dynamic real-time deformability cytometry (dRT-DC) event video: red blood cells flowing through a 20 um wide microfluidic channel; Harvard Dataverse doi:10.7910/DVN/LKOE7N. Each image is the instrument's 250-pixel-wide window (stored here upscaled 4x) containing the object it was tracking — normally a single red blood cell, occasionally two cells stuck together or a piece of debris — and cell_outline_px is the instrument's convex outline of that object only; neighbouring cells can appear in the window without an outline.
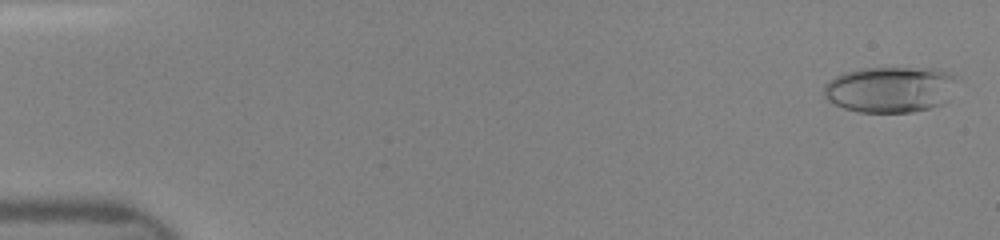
{"species": "human", "species_latin": "Homo sapiens", "temperature_condition": "room temperature", "stored_images_in_passage": 21, "camera_frame_rate_fps": 3000, "um_per_image_px": 0.085, "donor": {"sex": "female"}, "frame": {"image": 1, "passage_image": 1, "time_ms": 0.0, "image_size_px": [1000, 240], "cell_outline_px": [[960, 80], [940, 104], [928, 108], [912, 112], [860, 112], [844, 108], [828, 100], [824, 96], [824, 84], [828, 80], [844, 72], [860, 68], [940, 68], [956, 76]], "centroid_in_image_um": [75.65, 7.57], "position_along_channel_um": 9.3, "area_um2": 35.72}}
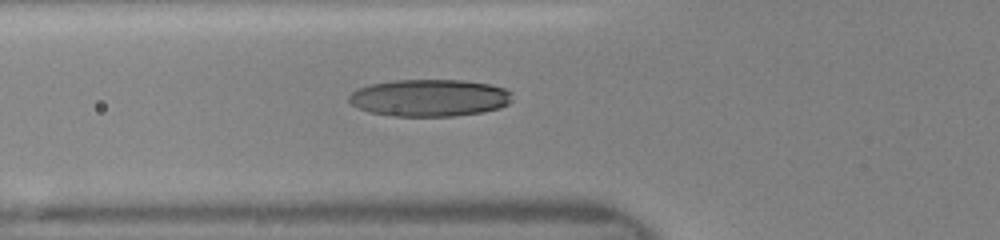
{"frame": {"image": 2, "passage_image": 14, "time_ms": 5.333, "image_size_px": [1000, 240], "cell_outline_px": [[512, 100], [508, 104], [500, 108], [484, 112], [456, 116], [388, 116], [368, 112], [352, 104], [348, 100], [348, 96], [352, 92], [360, 88], [372, 84], [396, 80], [464, 80], [492, 84], [504, 88], [512, 92]], "centroid_in_image_um": [36.55, 8.32], "position_along_channel_um": 89.2, "area_um2": 35.6}}
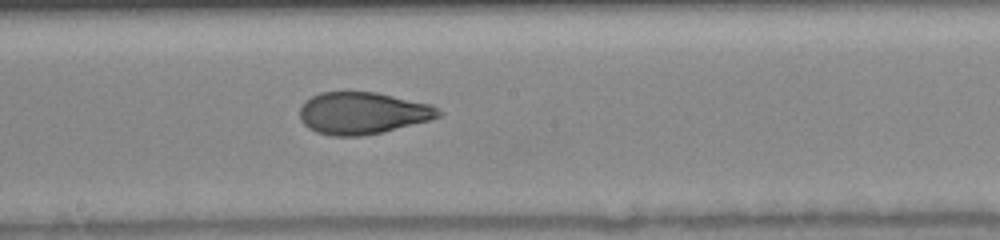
{"frame": {"image": 3, "passage_image": 21, "time_ms": 8.333, "image_size_px": [1000, 240], "cell_outline_px": [[444, 112], [440, 116], [428, 120], [384, 132], [360, 136], [332, 136], [316, 132], [308, 128], [300, 120], [300, 108], [304, 100], [320, 92], [376, 92], [432, 104]], "centroid_in_image_um": [30.81, 9.61], "position_along_channel_um": 217.4, "area_um2": 34.16}}